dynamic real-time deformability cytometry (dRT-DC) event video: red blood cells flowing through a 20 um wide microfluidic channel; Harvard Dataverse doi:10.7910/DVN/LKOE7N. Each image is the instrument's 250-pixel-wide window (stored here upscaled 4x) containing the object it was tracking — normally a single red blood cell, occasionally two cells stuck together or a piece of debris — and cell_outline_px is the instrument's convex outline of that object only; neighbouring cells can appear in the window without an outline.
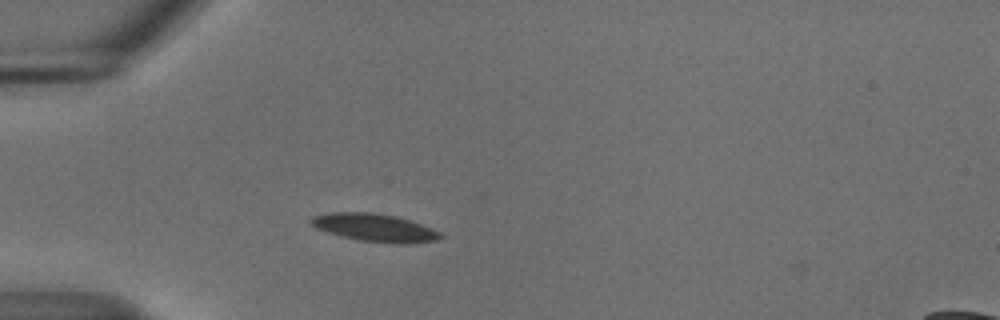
{"species": "common noctule bat (a hibernating species)", "species_latin": "Nyctalus noctula", "temperature_condition": "cold", "stored_images_in_passage": 2, "camera_frame_rate_fps": 3000, "um_per_image_px": 0.085, "animal": {"sex": "male", "body_mass_g": 18.8}, "frame": {"image": 1, "passage_image": 1, "time_ms": 0.0, "image_size_px": [1000, 320], "cell_outline_px": [[444, 236], [440, 240], [408, 244], [392, 244], [360, 240], [340, 236], [316, 228], [308, 224], [308, 220], [312, 216], [332, 212], [368, 212], [396, 216], [412, 220], [432, 228], [440, 232]], "centroid_in_image_um": [31.87, 19.36], "position_along_channel_um": 53.1, "area_um2": 21.39}}